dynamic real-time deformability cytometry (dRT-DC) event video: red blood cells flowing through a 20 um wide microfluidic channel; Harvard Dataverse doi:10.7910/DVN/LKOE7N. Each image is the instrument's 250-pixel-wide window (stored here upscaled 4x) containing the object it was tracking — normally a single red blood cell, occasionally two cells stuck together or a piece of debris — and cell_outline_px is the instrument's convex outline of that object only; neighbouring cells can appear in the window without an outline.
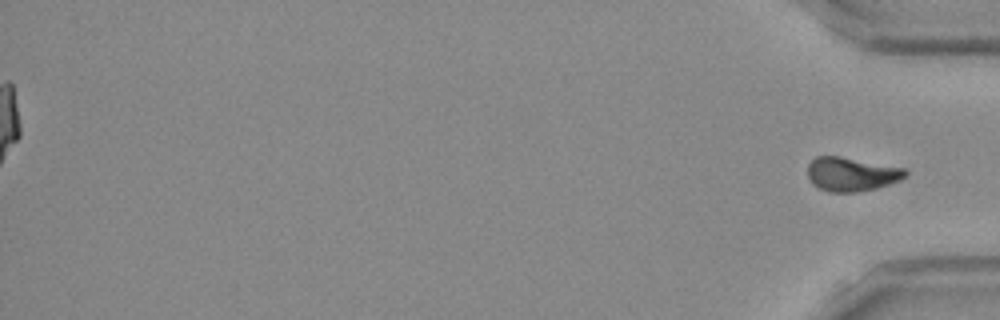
{"species": "Egyptian fruit bat (a non-hibernating species)", "species_latin": "Rousettus aegyptiacus", "temperature_condition": "room temperature", "stored_images_in_passage": 45, "segment_of_instrument_passage": [2, 2], "camera_frame_rate_fps": 3000, "um_per_image_px": 0.085, "frame": {"image": 1, "passage_image": 45, "time_ms": 14.667, "image_size_px": [1000, 320], "cell_outline_px": [[908, 176], [900, 180], [876, 188], [856, 192], [828, 192], [816, 188], [808, 180], [808, 164], [816, 156], [840, 156], [904, 168], [908, 172]], "centroid_in_image_um": [72.35, 14.81], "position_along_channel_um": 362.9, "area_um2": 19.48}}